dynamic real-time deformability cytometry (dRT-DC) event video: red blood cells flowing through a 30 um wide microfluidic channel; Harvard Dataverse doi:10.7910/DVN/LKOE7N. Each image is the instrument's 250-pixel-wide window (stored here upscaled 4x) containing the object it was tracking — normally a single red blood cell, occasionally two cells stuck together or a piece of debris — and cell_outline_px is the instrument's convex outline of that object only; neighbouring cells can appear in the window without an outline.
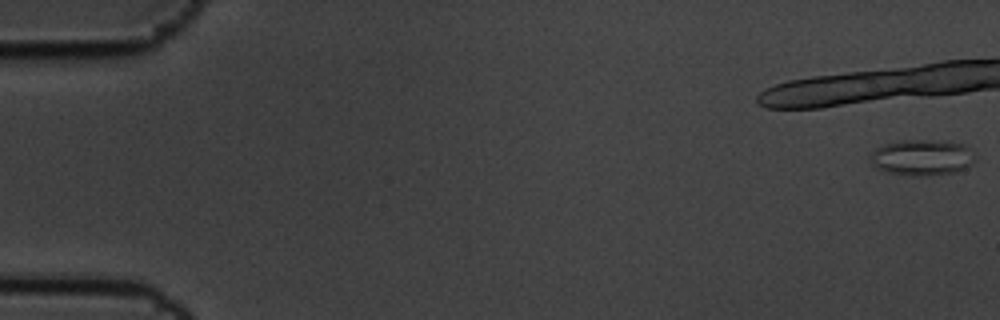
{"species": "common noctule bat (a hibernating species)", "species_latin": "Nyctalus noctula", "temperature_condition": "cold", "stored_images_in_passage": 8, "camera_frame_rate_fps": 3000, "um_per_image_px": 0.085, "animal": {"sex": "male", "body_mass_g": 19.5, "forearm_length_mm": 54.6}, "frame": {"image": 1, "passage_image": 1, "time_ms": 0.0, "image_size_px": [1000, 320], "cell_outline_px": [[976, 160], [968, 168], [956, 172], [924, 176], [908, 176], [884, 172], [876, 168], [872, 164], [868, 156], [876, 148], [884, 144], [900, 140], [928, 140], [964, 144], [976, 156]], "centroid_in_image_um": [78.35, 13.41], "position_along_channel_um": 6.6, "area_um2": 22.31}}
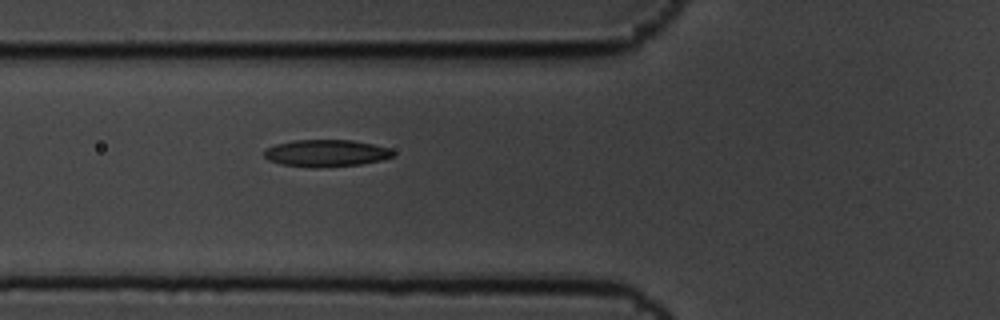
{"frame": {"image": 2, "passage_image": 8, "time_ms": 2.333, "image_size_px": [1000, 320], "cell_outline_px": [[396, 152], [392, 156], [380, 160], [360, 164], [316, 168], [312, 168], [280, 164], [268, 160], [264, 156], [264, 148], [276, 144], [292, 140], [352, 140], [372, 144], [388, 148]], "centroid_in_image_um": [27.66, 13.02], "position_along_channel_um": 98.1, "area_um2": 20.35}}